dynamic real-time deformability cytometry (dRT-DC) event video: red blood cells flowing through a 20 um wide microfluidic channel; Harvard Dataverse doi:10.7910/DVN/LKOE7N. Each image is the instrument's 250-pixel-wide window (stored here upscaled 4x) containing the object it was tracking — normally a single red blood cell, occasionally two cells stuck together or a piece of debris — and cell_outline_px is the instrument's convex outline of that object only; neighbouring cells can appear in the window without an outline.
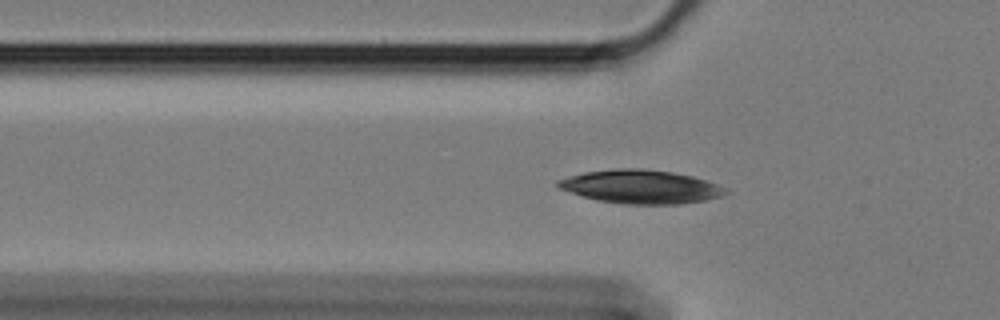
{"species": "Egyptian fruit bat (a non-hibernating species)", "species_latin": "Rousettus aegyptiacus", "temperature_condition": "cold", "stored_images_in_passage": 57, "segment_of_instrument_passage": [1, 2], "camera_frame_rate_fps": 3000, "um_per_image_px": 0.085, "animal": {"sex": "female"}, "frame": {"image": 1, "passage_image": 16, "time_ms": 5.0, "image_size_px": [1000, 320], "cell_outline_px": [[732, 192], [720, 196], [704, 200], [680, 204], [624, 204], [596, 200], [556, 188], [556, 180], [568, 176], [584, 172], [616, 168], [640, 168], [672, 172], [692, 176], [728, 188]], "centroid_in_image_um": [54.44, 15.87], "position_along_channel_um": 71.4, "area_um2": 32.95}}
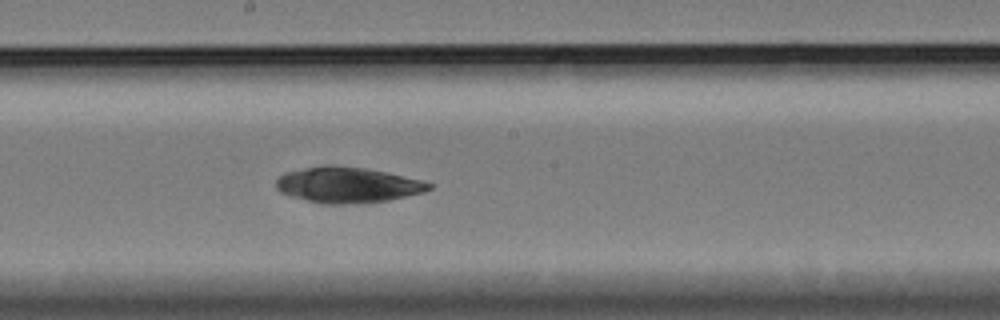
{"frame": {"image": 2, "passage_image": 29, "time_ms": 9.333, "image_size_px": [1000, 320], "cell_outline_px": [[432, 188], [424, 192], [388, 200], [364, 204], [324, 204], [288, 196], [280, 192], [276, 188], [276, 180], [284, 172], [304, 168], [328, 164], [368, 168], [388, 172], [420, 180], [432, 184]], "centroid_in_image_um": [29.52, 15.72], "position_along_channel_um": 218.7, "area_um2": 32.14}}
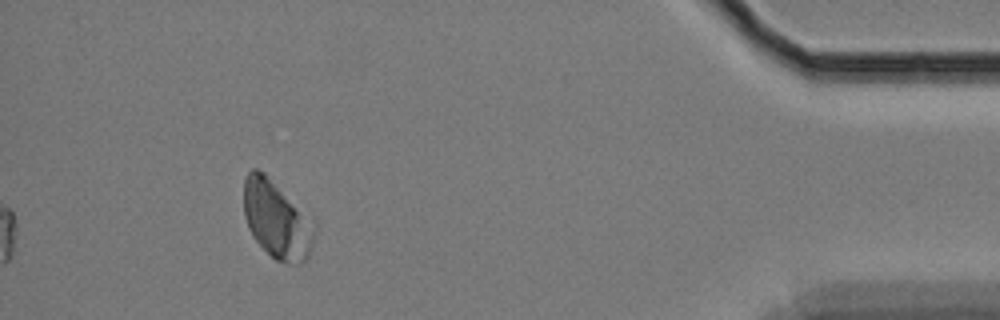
{"frame": {"image": 3, "passage_image": 51, "time_ms": 16.667, "image_size_px": [1000, 320], "cell_outline_px": [[316, 232], [308, 256], [300, 264], [288, 264], [276, 260], [252, 236], [248, 228], [244, 216], [244, 180], [248, 172], [252, 168], [256, 168], [264, 172], [316, 220]], "centroid_in_image_um": [23.56, 18.65], "position_along_channel_um": 411.6, "area_um2": 32.54}}